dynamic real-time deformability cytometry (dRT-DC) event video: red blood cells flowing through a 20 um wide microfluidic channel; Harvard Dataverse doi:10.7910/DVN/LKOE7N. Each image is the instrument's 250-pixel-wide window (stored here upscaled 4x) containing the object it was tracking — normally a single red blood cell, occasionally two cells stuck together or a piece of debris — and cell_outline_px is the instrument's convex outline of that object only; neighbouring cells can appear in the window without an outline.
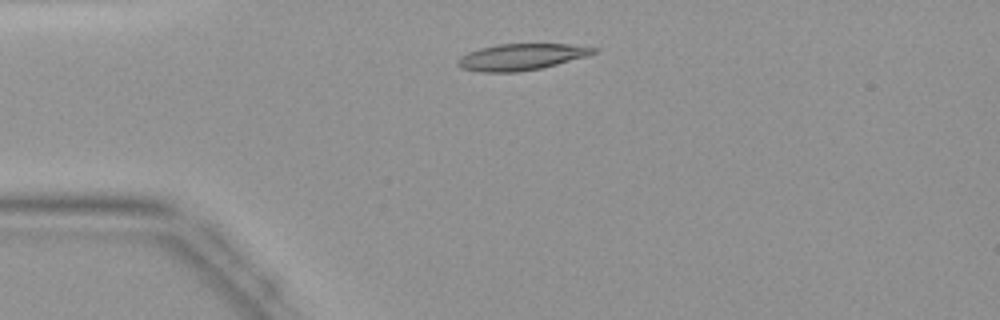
{"species": "common noctule bat (a hibernating species)", "species_latin": "Nyctalus noctula", "temperature_condition": "warm", "stored_images_in_passage": 40, "camera_frame_rate_fps": 3000, "um_per_image_px": 0.085, "animal": {"sex": "female", "body_mass_g": 19.9}, "frame": {"image": 1, "passage_image": 6, "time_ms": 1.667, "image_size_px": [1000, 320], "cell_outline_px": [[596, 52], [588, 56], [540, 68], [516, 72], [480, 72], [460, 68], [456, 64], [456, 60], [460, 56], [468, 52], [480, 48], [500, 44], [568, 44], [596, 48]], "centroid_in_image_um": [44.25, 4.84], "position_along_channel_um": 40.7, "area_um2": 20.81}}
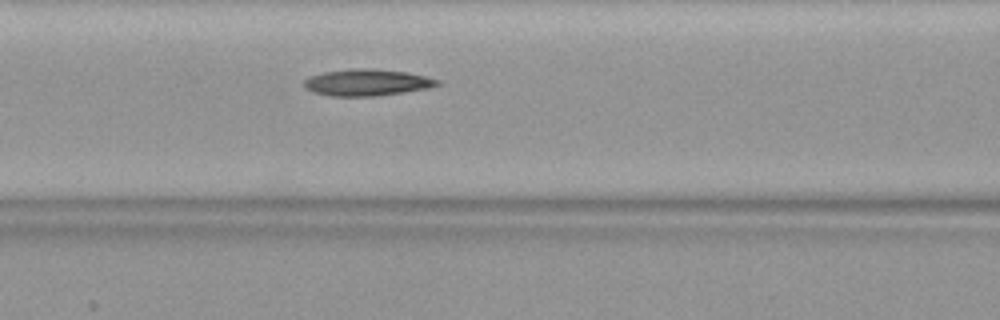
{"frame": {"image": 2, "passage_image": 14, "time_ms": 4.333, "image_size_px": [1000, 320], "cell_outline_px": [[440, 84], [428, 88], [404, 92], [376, 96], [332, 96], [312, 92], [304, 88], [304, 80], [308, 76], [324, 72], [352, 68], [368, 68], [408, 72], [440, 80]], "centroid_in_image_um": [31.16, 7.01], "position_along_channel_um": 135.4, "area_um2": 20.75}}
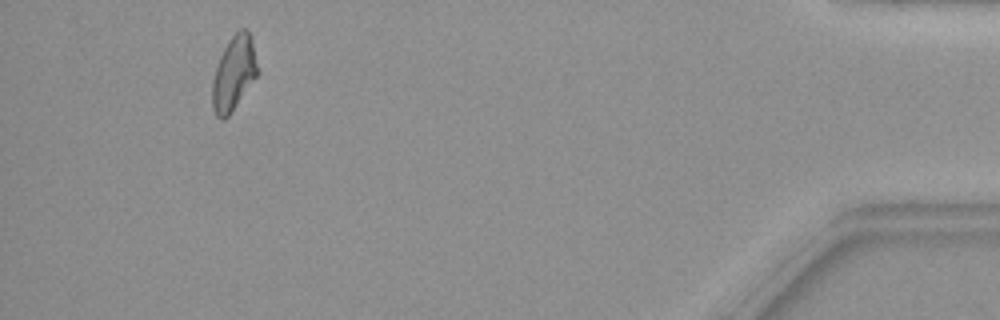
{"frame": {"image": 3, "passage_image": 37, "time_ms": 12.0, "image_size_px": [1000, 320], "cell_outline_px": [[260, 72], [228, 116], [224, 120], [220, 120], [216, 116], [212, 108], [212, 80], [216, 64], [224, 48], [232, 36], [240, 28], [244, 28], [252, 36]], "centroid_in_image_um": [19.88, 6.22], "position_along_channel_um": 415.3, "area_um2": 19.88}}